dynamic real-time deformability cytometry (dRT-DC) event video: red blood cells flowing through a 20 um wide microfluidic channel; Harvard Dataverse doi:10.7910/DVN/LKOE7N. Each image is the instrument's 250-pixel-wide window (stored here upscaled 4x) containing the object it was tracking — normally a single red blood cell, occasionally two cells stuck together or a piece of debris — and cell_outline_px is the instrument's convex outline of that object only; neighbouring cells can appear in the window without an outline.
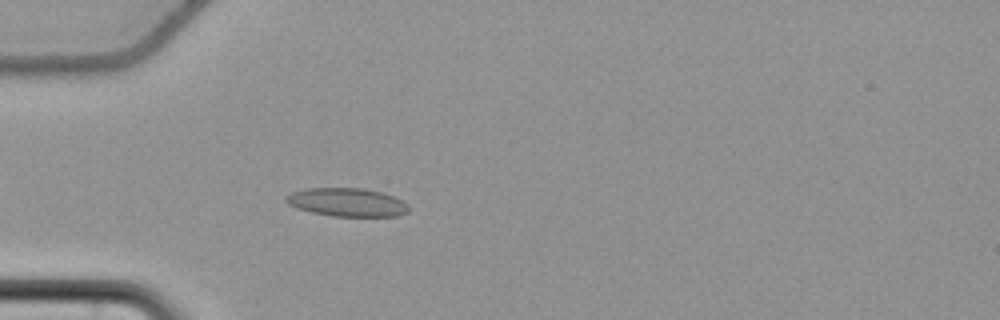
{"species": "common noctule bat (a hibernating species)", "species_latin": "Nyctalus noctula", "temperature_condition": "cold", "stored_images_in_passage": 46, "camera_frame_rate_fps": 3000, "um_per_image_px": 0.085, "animal": {"sex": "female", "body_mass_g": 22.7, "forearm_length_mm": 54.2}, "frame": {"image": 1, "passage_image": 7, "time_ms": 2.0, "image_size_px": [1000, 320], "cell_outline_px": [[408, 212], [396, 216], [332, 216], [312, 212], [296, 208], [288, 204], [284, 200], [284, 196], [292, 192], [304, 188], [364, 188], [380, 192], [392, 196], [408, 204]], "centroid_in_image_um": [29.44, 17.19], "position_along_channel_um": 55.6, "area_um2": 20.29}}
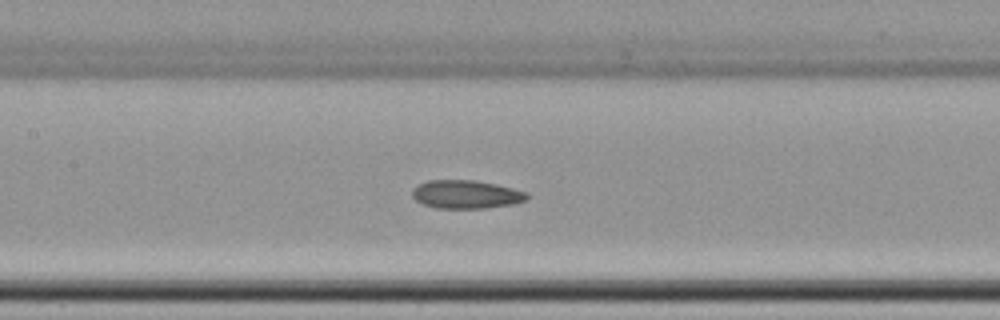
{"frame": {"image": 2, "passage_image": 17, "time_ms": 5.333, "image_size_px": [1000, 320], "cell_outline_px": [[528, 200], [512, 204], [484, 208], [436, 208], [424, 204], [416, 200], [412, 196], [412, 188], [428, 180], [476, 180], [496, 184], [528, 192]], "centroid_in_image_um": [39.63, 16.51], "position_along_channel_um": 167.8, "area_um2": 18.96}}
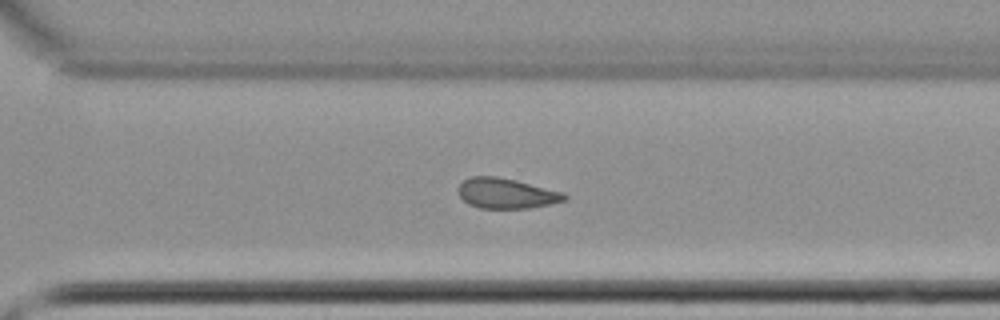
{"frame": {"image": 3, "passage_image": 30, "time_ms": 9.667, "image_size_px": [1000, 320], "cell_outline_px": [[568, 196], [564, 200], [552, 204], [528, 208], [480, 208], [468, 204], [460, 196], [456, 188], [468, 176], [496, 176], [516, 180], [564, 192]], "centroid_in_image_um": [43.02, 16.43], "position_along_channel_um": 327.6, "area_um2": 18.84}, "authors_computed_cell_mechanics": {"area_um2": 19.2474, "velocity_mm_per_s": 3.6908, "shape_relaxation_time_tau1_ms": null, "shape_relaxation_time_tau2_ms": 5.1576, "deformation_change_tau1": null, "deformation_change_tau2": 0.1073}}